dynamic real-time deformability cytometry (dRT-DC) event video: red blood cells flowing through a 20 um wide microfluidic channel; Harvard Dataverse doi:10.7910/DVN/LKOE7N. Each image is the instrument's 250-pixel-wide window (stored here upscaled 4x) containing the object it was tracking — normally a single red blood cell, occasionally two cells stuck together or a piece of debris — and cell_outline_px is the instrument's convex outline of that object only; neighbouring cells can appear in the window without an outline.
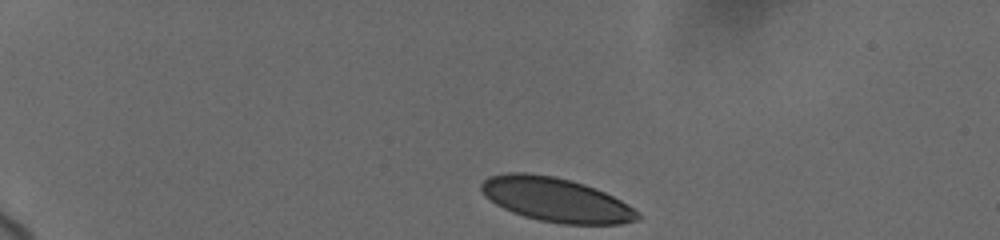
{"species": "human", "species_latin": "Homo sapiens", "temperature_condition": "cold", "stored_images_in_passage": 35, "camera_frame_rate_fps": 3000, "um_per_image_px": 0.085, "donor": {"sex": "female"}, "frame": {"image": 1, "passage_image": 1, "time_ms": 0.0, "image_size_px": [1000, 240], "cell_outline_px": [[640, 220], [620, 224], [560, 224], [540, 220], [524, 216], [512, 212], [496, 204], [484, 196], [480, 188], [480, 184], [488, 176], [512, 172], [524, 172], [552, 176], [584, 184], [596, 188], [620, 200], [632, 208], [640, 216]], "centroid_in_image_um": [47.23, 16.98], "position_along_channel_um": 37.8, "area_um2": 39.94}}
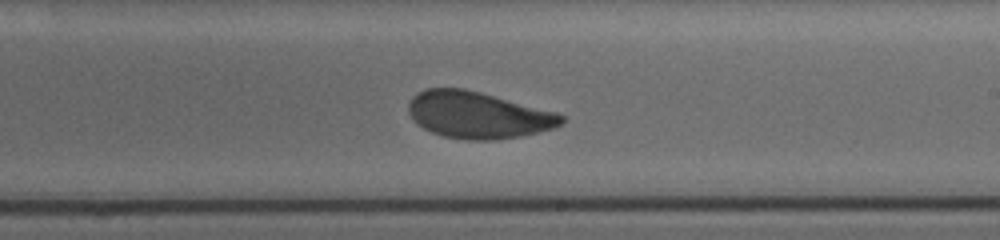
{"frame": {"image": 2, "passage_image": 20, "time_ms": 8.0, "image_size_px": [1000, 240], "cell_outline_px": [[564, 120], [560, 124], [552, 128], [520, 136], [496, 140], [468, 140], [444, 136], [432, 132], [424, 128], [408, 112], [408, 104], [412, 96], [416, 92], [424, 88], [464, 88], [480, 92], [556, 112], [564, 116]], "centroid_in_image_um": [40.6, 9.76], "position_along_channel_um": 248.4, "area_um2": 41.27}}
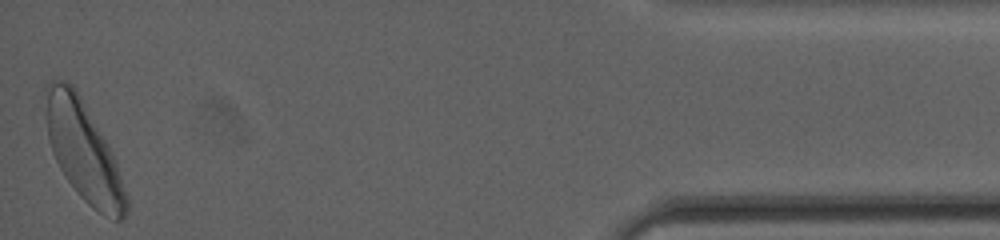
{"frame": {"image": 3, "passage_image": 35, "time_ms": 14.667, "image_size_px": [1000, 240], "cell_outline_px": [[128, 208], [124, 220], [116, 220], [92, 208], [80, 196], [68, 180], [60, 168], [52, 152], [48, 136], [44, 88], [52, 80], [68, 80], [72, 84], [80, 96], [108, 144], [116, 160], [128, 200]], "centroid_in_image_um": [7.1, 12.84], "position_along_channel_um": 428.1, "area_um2": 46.18}, "authors_computed_cell_mechanics": {"area_um2": 42.1362, "velocity_mm_per_s": 3.6562, "shape_relaxation_time_tau1_ms": 3.2818, "shape_relaxation_time_tau2_ms": 1.118, "deformation_change_tau1": 0.1225, "deformation_change_tau2": 0.0783}}